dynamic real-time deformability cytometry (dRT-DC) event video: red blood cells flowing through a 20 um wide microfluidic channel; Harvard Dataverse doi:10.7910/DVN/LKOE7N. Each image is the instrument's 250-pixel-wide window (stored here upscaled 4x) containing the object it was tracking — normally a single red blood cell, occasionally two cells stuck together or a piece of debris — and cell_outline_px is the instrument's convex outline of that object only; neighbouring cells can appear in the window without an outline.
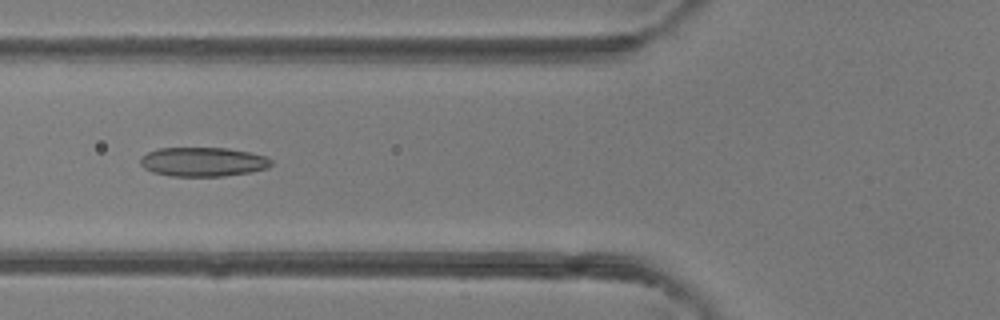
{"species": "common noctule bat (a hibernating species)", "species_latin": "Nyctalus noctula", "temperature_condition": "room temperature", "stored_images_in_passage": 16, "camera_frame_rate_fps": 3000, "um_per_image_px": 0.085, "animal": {"sex": "female"}, "frame": {"image": 1, "passage_image": 5, "time_ms": 1.333, "image_size_px": [1000, 320], "cell_outline_px": [[272, 164], [268, 168], [252, 172], [224, 176], [172, 176], [152, 172], [144, 168], [140, 164], [140, 156], [148, 152], [160, 148], [228, 148], [248, 152], [264, 156], [272, 160]], "centroid_in_image_um": [17.25, 13.76], "position_along_channel_um": 108.6, "area_um2": 22.31}}
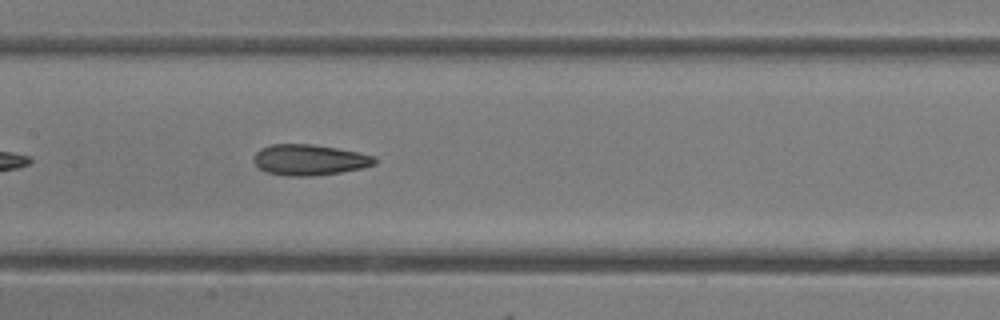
{"frame": {"image": 2, "passage_image": 10, "time_ms": 3.0, "image_size_px": [1000, 320], "cell_outline_px": [[376, 164], [364, 168], [316, 176], [288, 176], [264, 172], [252, 160], [252, 156], [260, 148], [272, 144], [312, 144], [336, 148], [376, 156]], "centroid_in_image_um": [26.28, 13.59], "position_along_channel_um": 181.1, "area_um2": 21.91}}